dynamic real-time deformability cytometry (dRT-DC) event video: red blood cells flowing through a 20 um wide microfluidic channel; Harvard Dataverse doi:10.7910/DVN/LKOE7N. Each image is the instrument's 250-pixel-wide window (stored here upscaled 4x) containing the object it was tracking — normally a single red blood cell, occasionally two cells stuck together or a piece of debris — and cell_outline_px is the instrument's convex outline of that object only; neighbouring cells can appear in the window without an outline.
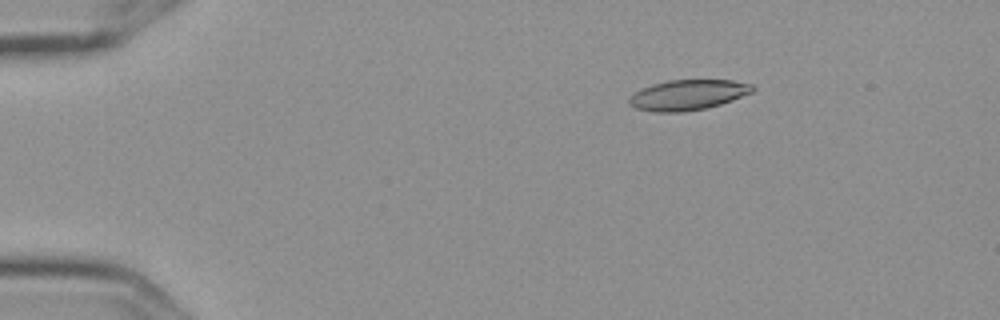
{"species": "Egyptian fruit bat (a non-hibernating species)", "species_latin": "Rousettus aegyptiacus", "temperature_condition": "cold", "stored_images_in_passage": 7, "camera_frame_rate_fps": 3000, "um_per_image_px": 0.085, "frame": {"image": 1, "passage_image": 3, "time_ms": 0.667, "image_size_px": [1000, 320], "cell_outline_px": [[756, 88], [752, 92], [732, 100], [720, 104], [704, 108], [684, 112], [656, 112], [636, 108], [628, 104], [628, 96], [652, 84], [668, 80], [732, 80], [752, 84]], "centroid_in_image_um": [58.46, 8.06], "position_along_channel_um": 26.5, "area_um2": 21.73}}
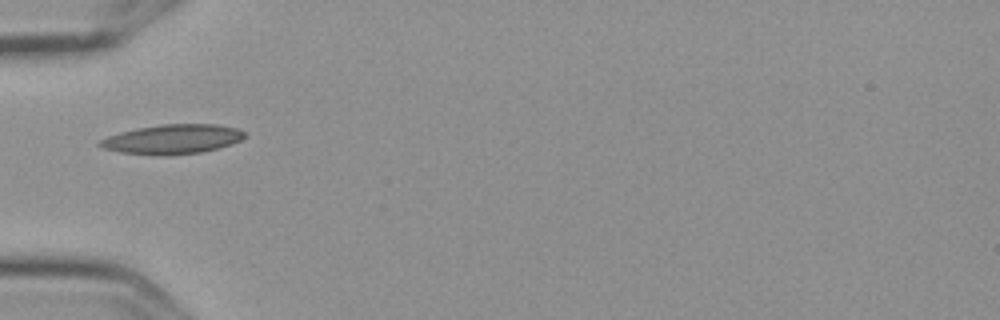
{"frame": {"image": 2, "passage_image": 6, "time_ms": 1.667, "image_size_px": [1000, 320], "cell_outline_px": [[244, 136], [240, 140], [232, 144], [220, 148], [200, 152], [168, 156], [164, 156], [120, 152], [104, 148], [96, 144], [100, 140], [108, 136], [120, 132], [136, 128], [160, 124], [216, 124], [236, 128], [244, 132]], "centroid_in_image_um": [14.64, 11.83], "position_along_channel_um": 70.4, "area_um2": 24.91}}
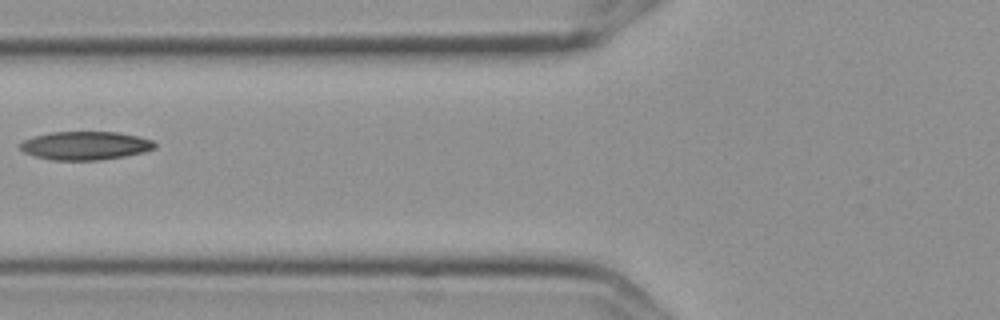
{"frame": {"image": 3, "passage_image": 7, "time_ms": 2.0, "image_size_px": [1000, 320], "cell_outline_px": [[156, 148], [144, 152], [124, 156], [100, 160], [52, 160], [36, 156], [24, 152], [20, 148], [20, 144], [24, 140], [36, 136], [52, 132], [120, 132], [140, 136], [152, 140], [156, 144]], "centroid_in_image_um": [7.3, 12.37], "position_along_channel_um": 118.5, "area_um2": 22.25}}